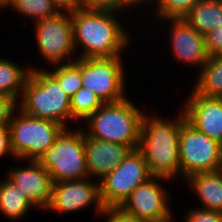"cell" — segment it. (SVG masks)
Masks as SVG:
<instances>
[{
	"mask_svg": "<svg viewBox=\"0 0 222 222\" xmlns=\"http://www.w3.org/2000/svg\"><path fill=\"white\" fill-rule=\"evenodd\" d=\"M115 11L80 7L70 12L74 46L80 45L84 49L77 58L121 56L128 46L129 37L115 17Z\"/></svg>",
	"mask_w": 222,
	"mask_h": 222,
	"instance_id": "6da1fadb",
	"label": "cell"
},
{
	"mask_svg": "<svg viewBox=\"0 0 222 222\" xmlns=\"http://www.w3.org/2000/svg\"><path fill=\"white\" fill-rule=\"evenodd\" d=\"M186 120L182 110L176 120L144 114L138 149L142 152L152 176L174 178L180 173L179 135Z\"/></svg>",
	"mask_w": 222,
	"mask_h": 222,
	"instance_id": "7a4b0ae2",
	"label": "cell"
},
{
	"mask_svg": "<svg viewBox=\"0 0 222 222\" xmlns=\"http://www.w3.org/2000/svg\"><path fill=\"white\" fill-rule=\"evenodd\" d=\"M30 69L19 103L20 110L29 116L52 120L67 127V120H72L71 97L48 71L36 67Z\"/></svg>",
	"mask_w": 222,
	"mask_h": 222,
	"instance_id": "3957f363",
	"label": "cell"
},
{
	"mask_svg": "<svg viewBox=\"0 0 222 222\" xmlns=\"http://www.w3.org/2000/svg\"><path fill=\"white\" fill-rule=\"evenodd\" d=\"M143 116L144 113L127 98L115 103H105L86 119L89 130L85 133L98 140L137 149Z\"/></svg>",
	"mask_w": 222,
	"mask_h": 222,
	"instance_id": "277c9868",
	"label": "cell"
},
{
	"mask_svg": "<svg viewBox=\"0 0 222 222\" xmlns=\"http://www.w3.org/2000/svg\"><path fill=\"white\" fill-rule=\"evenodd\" d=\"M13 114L8 125L10 146L13 156L21 160L39 161L66 128L52 120L29 116L22 110L17 116Z\"/></svg>",
	"mask_w": 222,
	"mask_h": 222,
	"instance_id": "5b68a950",
	"label": "cell"
},
{
	"mask_svg": "<svg viewBox=\"0 0 222 222\" xmlns=\"http://www.w3.org/2000/svg\"><path fill=\"white\" fill-rule=\"evenodd\" d=\"M77 129L69 131L65 128L39 160L53 183L89 177L84 149L85 131Z\"/></svg>",
	"mask_w": 222,
	"mask_h": 222,
	"instance_id": "8992f818",
	"label": "cell"
},
{
	"mask_svg": "<svg viewBox=\"0 0 222 222\" xmlns=\"http://www.w3.org/2000/svg\"><path fill=\"white\" fill-rule=\"evenodd\" d=\"M179 162L185 180L193 174L221 170L222 145L185 120L179 135Z\"/></svg>",
	"mask_w": 222,
	"mask_h": 222,
	"instance_id": "52a82bcc",
	"label": "cell"
},
{
	"mask_svg": "<svg viewBox=\"0 0 222 222\" xmlns=\"http://www.w3.org/2000/svg\"><path fill=\"white\" fill-rule=\"evenodd\" d=\"M142 152L137 148L99 182L104 208H119L136 187L151 178Z\"/></svg>",
	"mask_w": 222,
	"mask_h": 222,
	"instance_id": "ba28073f",
	"label": "cell"
},
{
	"mask_svg": "<svg viewBox=\"0 0 222 222\" xmlns=\"http://www.w3.org/2000/svg\"><path fill=\"white\" fill-rule=\"evenodd\" d=\"M121 56L81 59L82 87L98 95L104 103L124 100L125 80Z\"/></svg>",
	"mask_w": 222,
	"mask_h": 222,
	"instance_id": "9c48e42d",
	"label": "cell"
},
{
	"mask_svg": "<svg viewBox=\"0 0 222 222\" xmlns=\"http://www.w3.org/2000/svg\"><path fill=\"white\" fill-rule=\"evenodd\" d=\"M36 42L40 54L55 66L74 52L73 24L71 13L56 15L35 22ZM70 54V55H69Z\"/></svg>",
	"mask_w": 222,
	"mask_h": 222,
	"instance_id": "30bf717a",
	"label": "cell"
},
{
	"mask_svg": "<svg viewBox=\"0 0 222 222\" xmlns=\"http://www.w3.org/2000/svg\"><path fill=\"white\" fill-rule=\"evenodd\" d=\"M168 181L164 177L152 176L134 189L119 207L124 213L143 222H159L171 217L167 206L169 192L157 180Z\"/></svg>",
	"mask_w": 222,
	"mask_h": 222,
	"instance_id": "8fae6325",
	"label": "cell"
},
{
	"mask_svg": "<svg viewBox=\"0 0 222 222\" xmlns=\"http://www.w3.org/2000/svg\"><path fill=\"white\" fill-rule=\"evenodd\" d=\"M92 203H95L96 211L101 215L104 207L100 200L99 183L86 179L62 181L52 183L51 200L46 210L76 212Z\"/></svg>",
	"mask_w": 222,
	"mask_h": 222,
	"instance_id": "7c38bea8",
	"label": "cell"
},
{
	"mask_svg": "<svg viewBox=\"0 0 222 222\" xmlns=\"http://www.w3.org/2000/svg\"><path fill=\"white\" fill-rule=\"evenodd\" d=\"M182 109L192 126L222 145V98L192 91Z\"/></svg>",
	"mask_w": 222,
	"mask_h": 222,
	"instance_id": "4fadbf2b",
	"label": "cell"
},
{
	"mask_svg": "<svg viewBox=\"0 0 222 222\" xmlns=\"http://www.w3.org/2000/svg\"><path fill=\"white\" fill-rule=\"evenodd\" d=\"M162 20L172 22L170 43L176 59L186 65L187 63L199 65L202 69L209 59L205 36L199 34L183 17Z\"/></svg>",
	"mask_w": 222,
	"mask_h": 222,
	"instance_id": "5bb4252c",
	"label": "cell"
},
{
	"mask_svg": "<svg viewBox=\"0 0 222 222\" xmlns=\"http://www.w3.org/2000/svg\"><path fill=\"white\" fill-rule=\"evenodd\" d=\"M31 165L10 170L9 180L22 190L35 206L47 209L51 200L52 180L39 161L29 160Z\"/></svg>",
	"mask_w": 222,
	"mask_h": 222,
	"instance_id": "9a60e30c",
	"label": "cell"
},
{
	"mask_svg": "<svg viewBox=\"0 0 222 222\" xmlns=\"http://www.w3.org/2000/svg\"><path fill=\"white\" fill-rule=\"evenodd\" d=\"M84 149L89 177L99 176L100 180L113 171L132 150L127 145L98 140L86 133Z\"/></svg>",
	"mask_w": 222,
	"mask_h": 222,
	"instance_id": "2e32d148",
	"label": "cell"
},
{
	"mask_svg": "<svg viewBox=\"0 0 222 222\" xmlns=\"http://www.w3.org/2000/svg\"><path fill=\"white\" fill-rule=\"evenodd\" d=\"M186 181L203 202L201 208L222 212V169L193 174Z\"/></svg>",
	"mask_w": 222,
	"mask_h": 222,
	"instance_id": "e0dca14e",
	"label": "cell"
},
{
	"mask_svg": "<svg viewBox=\"0 0 222 222\" xmlns=\"http://www.w3.org/2000/svg\"><path fill=\"white\" fill-rule=\"evenodd\" d=\"M183 18L205 36L222 26V0H199Z\"/></svg>",
	"mask_w": 222,
	"mask_h": 222,
	"instance_id": "ac0fdd59",
	"label": "cell"
},
{
	"mask_svg": "<svg viewBox=\"0 0 222 222\" xmlns=\"http://www.w3.org/2000/svg\"><path fill=\"white\" fill-rule=\"evenodd\" d=\"M34 206L26 194L9 179L0 181V211L9 219L19 220Z\"/></svg>",
	"mask_w": 222,
	"mask_h": 222,
	"instance_id": "d6986e66",
	"label": "cell"
},
{
	"mask_svg": "<svg viewBox=\"0 0 222 222\" xmlns=\"http://www.w3.org/2000/svg\"><path fill=\"white\" fill-rule=\"evenodd\" d=\"M197 79L192 89L196 94L222 98V55L209 57Z\"/></svg>",
	"mask_w": 222,
	"mask_h": 222,
	"instance_id": "ffe728a7",
	"label": "cell"
},
{
	"mask_svg": "<svg viewBox=\"0 0 222 222\" xmlns=\"http://www.w3.org/2000/svg\"><path fill=\"white\" fill-rule=\"evenodd\" d=\"M29 69L10 62L6 59H0V94L13 99L16 103L19 94L23 93L24 84L30 73Z\"/></svg>",
	"mask_w": 222,
	"mask_h": 222,
	"instance_id": "44dd1931",
	"label": "cell"
},
{
	"mask_svg": "<svg viewBox=\"0 0 222 222\" xmlns=\"http://www.w3.org/2000/svg\"><path fill=\"white\" fill-rule=\"evenodd\" d=\"M66 62L58 64L55 70L48 72L57 80L65 93L72 97L82 87L81 59L75 57L74 61Z\"/></svg>",
	"mask_w": 222,
	"mask_h": 222,
	"instance_id": "7402d4cb",
	"label": "cell"
},
{
	"mask_svg": "<svg viewBox=\"0 0 222 222\" xmlns=\"http://www.w3.org/2000/svg\"><path fill=\"white\" fill-rule=\"evenodd\" d=\"M104 104L98 95L85 87H81L70 98L72 120H86Z\"/></svg>",
	"mask_w": 222,
	"mask_h": 222,
	"instance_id": "603a6c76",
	"label": "cell"
},
{
	"mask_svg": "<svg viewBox=\"0 0 222 222\" xmlns=\"http://www.w3.org/2000/svg\"><path fill=\"white\" fill-rule=\"evenodd\" d=\"M8 6L35 22L50 18L59 12L51 0H11Z\"/></svg>",
	"mask_w": 222,
	"mask_h": 222,
	"instance_id": "cb8c5ba5",
	"label": "cell"
},
{
	"mask_svg": "<svg viewBox=\"0 0 222 222\" xmlns=\"http://www.w3.org/2000/svg\"><path fill=\"white\" fill-rule=\"evenodd\" d=\"M199 0H158L157 14L160 18H181L183 17Z\"/></svg>",
	"mask_w": 222,
	"mask_h": 222,
	"instance_id": "d4e9b609",
	"label": "cell"
},
{
	"mask_svg": "<svg viewBox=\"0 0 222 222\" xmlns=\"http://www.w3.org/2000/svg\"><path fill=\"white\" fill-rule=\"evenodd\" d=\"M185 222H222V212L197 208L188 212Z\"/></svg>",
	"mask_w": 222,
	"mask_h": 222,
	"instance_id": "484cf974",
	"label": "cell"
},
{
	"mask_svg": "<svg viewBox=\"0 0 222 222\" xmlns=\"http://www.w3.org/2000/svg\"><path fill=\"white\" fill-rule=\"evenodd\" d=\"M85 8L121 10L131 7V0H82Z\"/></svg>",
	"mask_w": 222,
	"mask_h": 222,
	"instance_id": "4316f807",
	"label": "cell"
},
{
	"mask_svg": "<svg viewBox=\"0 0 222 222\" xmlns=\"http://www.w3.org/2000/svg\"><path fill=\"white\" fill-rule=\"evenodd\" d=\"M205 42L209 57L222 55V26L206 34Z\"/></svg>",
	"mask_w": 222,
	"mask_h": 222,
	"instance_id": "83f0119b",
	"label": "cell"
},
{
	"mask_svg": "<svg viewBox=\"0 0 222 222\" xmlns=\"http://www.w3.org/2000/svg\"><path fill=\"white\" fill-rule=\"evenodd\" d=\"M13 99L0 94V127H8L12 113L17 108Z\"/></svg>",
	"mask_w": 222,
	"mask_h": 222,
	"instance_id": "f1b7e54d",
	"label": "cell"
},
{
	"mask_svg": "<svg viewBox=\"0 0 222 222\" xmlns=\"http://www.w3.org/2000/svg\"><path fill=\"white\" fill-rule=\"evenodd\" d=\"M101 215L109 216L106 222H143L135 217L127 215L120 208H104Z\"/></svg>",
	"mask_w": 222,
	"mask_h": 222,
	"instance_id": "f546056e",
	"label": "cell"
},
{
	"mask_svg": "<svg viewBox=\"0 0 222 222\" xmlns=\"http://www.w3.org/2000/svg\"><path fill=\"white\" fill-rule=\"evenodd\" d=\"M52 4L60 12H73L80 7H83L82 0H51Z\"/></svg>",
	"mask_w": 222,
	"mask_h": 222,
	"instance_id": "4dcf8cb0",
	"label": "cell"
},
{
	"mask_svg": "<svg viewBox=\"0 0 222 222\" xmlns=\"http://www.w3.org/2000/svg\"><path fill=\"white\" fill-rule=\"evenodd\" d=\"M7 153L12 154L10 146V133L8 127H0V158Z\"/></svg>",
	"mask_w": 222,
	"mask_h": 222,
	"instance_id": "1f68e13d",
	"label": "cell"
},
{
	"mask_svg": "<svg viewBox=\"0 0 222 222\" xmlns=\"http://www.w3.org/2000/svg\"><path fill=\"white\" fill-rule=\"evenodd\" d=\"M11 0H0V9H4L6 7H8V5L10 4Z\"/></svg>",
	"mask_w": 222,
	"mask_h": 222,
	"instance_id": "d6a6232c",
	"label": "cell"
},
{
	"mask_svg": "<svg viewBox=\"0 0 222 222\" xmlns=\"http://www.w3.org/2000/svg\"><path fill=\"white\" fill-rule=\"evenodd\" d=\"M145 1L149 2L150 0H131V6L134 7V4H135V6H137L138 3L141 4V3H144ZM151 1H153V0H151Z\"/></svg>",
	"mask_w": 222,
	"mask_h": 222,
	"instance_id": "836d02e7",
	"label": "cell"
},
{
	"mask_svg": "<svg viewBox=\"0 0 222 222\" xmlns=\"http://www.w3.org/2000/svg\"><path fill=\"white\" fill-rule=\"evenodd\" d=\"M172 220H171V217L170 218H168V219H166V220H163V221H159V222H171Z\"/></svg>",
	"mask_w": 222,
	"mask_h": 222,
	"instance_id": "e575fe53",
	"label": "cell"
}]
</instances>
